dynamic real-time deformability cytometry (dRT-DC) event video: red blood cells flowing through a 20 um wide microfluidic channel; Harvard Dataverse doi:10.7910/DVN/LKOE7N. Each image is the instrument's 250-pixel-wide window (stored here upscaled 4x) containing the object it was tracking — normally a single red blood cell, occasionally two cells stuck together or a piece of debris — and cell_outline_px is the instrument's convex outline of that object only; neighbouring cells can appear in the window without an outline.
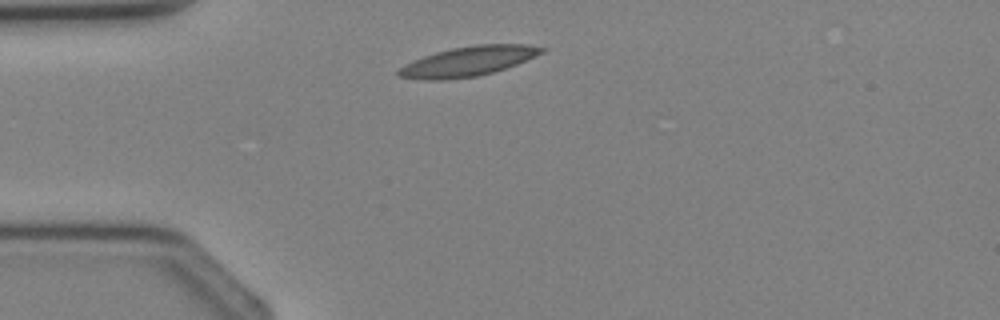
{"species": "Egyptian fruit bat (a non-hibernating species)", "species_latin": "Rousettus aegyptiacus", "temperature_condition": "cold", "stored_images_in_passage": 1, "camera_frame_rate_fps": 3000, "um_per_image_px": 0.085, "animal": {"sex": "female"}, "frame": {"image": 1, "passage_image": 1, "time_ms": 0.0, "image_size_px": [1000, 320], "cell_outline_px": [[548, 48], [544, 52], [516, 64], [492, 72], [476, 76], [440, 80], [428, 80], [400, 76], [396, 72], [400, 68], [424, 56], [436, 52], [452, 48], [476, 44], [528, 44]], "centroid_in_image_um": [39.85, 5.19], "position_along_channel_um": 45.1, "area_um2": 24.28}}